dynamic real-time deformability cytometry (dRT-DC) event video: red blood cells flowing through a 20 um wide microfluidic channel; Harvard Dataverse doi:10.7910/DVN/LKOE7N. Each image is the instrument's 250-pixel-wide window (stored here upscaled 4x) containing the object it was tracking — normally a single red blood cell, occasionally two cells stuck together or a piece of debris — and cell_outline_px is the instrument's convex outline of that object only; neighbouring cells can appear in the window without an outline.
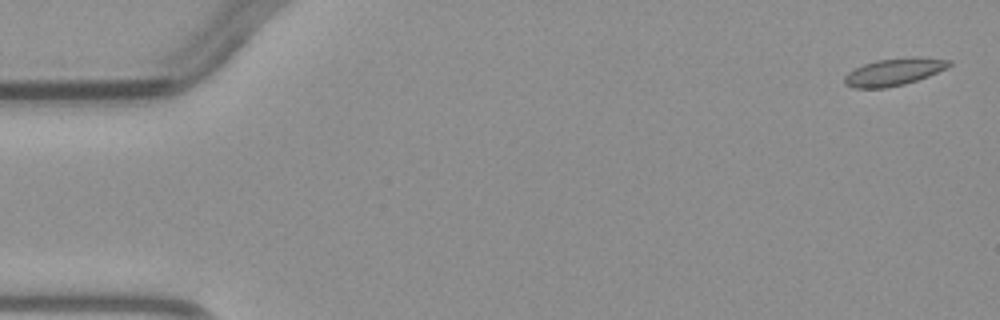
{"species": "common noctule bat (a hibernating species)", "species_latin": "Nyctalus noctula", "temperature_condition": "warm", "stored_images_in_passage": 4, "camera_frame_rate_fps": 3000, "um_per_image_px": 0.085, "animal": {"sex": "male", "body_mass_g": 23.1, "forearm_length_mm": 52.7}, "frame": {"image": 1, "passage_image": 1, "time_ms": 0.0, "image_size_px": [1000, 320], "cell_outline_px": [[952, 64], [948, 68], [928, 76], [904, 84], [884, 88], [852, 88], [844, 84], [844, 76], [848, 72], [864, 64], [876, 60], [916, 56], [952, 60]], "centroid_in_image_um": [76.0, 6.1], "position_along_channel_um": 9.0, "area_um2": 16.7}}
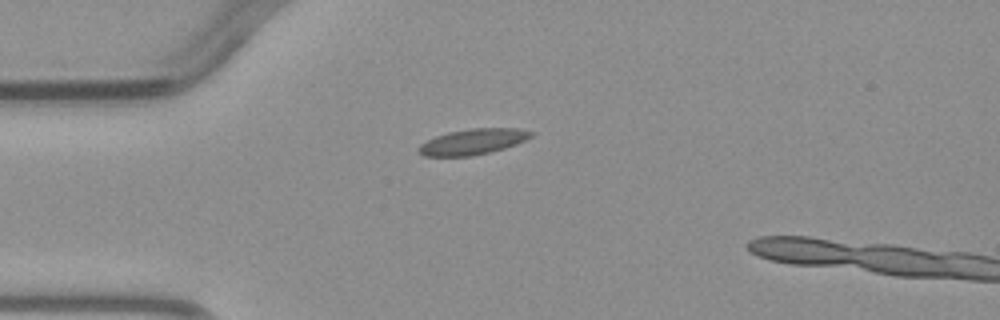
{"frame": {"image": 2, "passage_image": 3, "time_ms": 3.667, "image_size_px": [1000, 320], "cell_outline_px": [[536, 132], [532, 136], [516, 144], [504, 148], [472, 156], [424, 156], [416, 152], [416, 148], [420, 144], [436, 136], [448, 132], [472, 128], [520, 128]], "centroid_in_image_um": [40.18, 12.04], "position_along_channel_um": 44.8, "area_um2": 16.88}}